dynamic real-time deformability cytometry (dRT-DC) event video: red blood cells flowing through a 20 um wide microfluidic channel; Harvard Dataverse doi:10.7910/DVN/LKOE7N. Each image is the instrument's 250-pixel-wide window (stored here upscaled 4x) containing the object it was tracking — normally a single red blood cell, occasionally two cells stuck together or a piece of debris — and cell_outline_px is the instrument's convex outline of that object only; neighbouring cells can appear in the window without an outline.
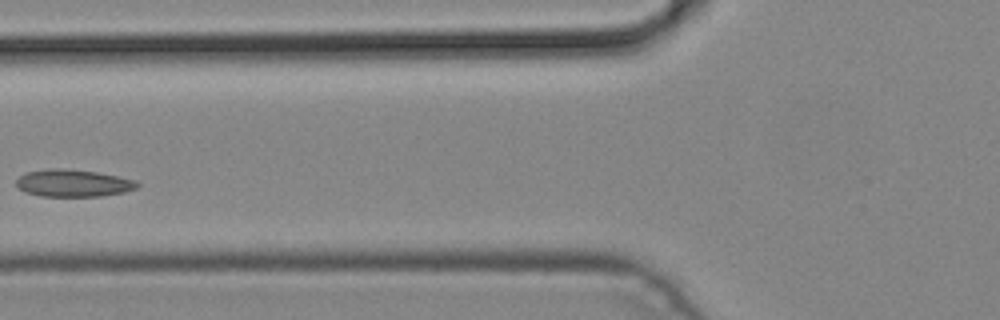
{"species": "common noctule bat (a hibernating species)", "species_latin": "Nyctalus noctula", "temperature_condition": "cold", "stored_images_in_passage": 3, "camera_frame_rate_fps": 3000, "um_per_image_px": 0.085, "animal": {"sex": "male", "body_mass_g": 19.2, "forearm_length_mm": 51.8}, "frame": {"image": 1, "passage_image": 3, "time_ms": 0.667, "image_size_px": [1000, 320], "cell_outline_px": [[140, 184], [136, 188], [124, 192], [100, 196], [40, 196], [24, 192], [16, 184], [16, 180], [24, 172], [48, 168], [64, 168], [96, 172], [136, 180]], "centroid_in_image_um": [6.19, 15.56], "position_along_channel_um": 119.6, "area_um2": 19.25}}